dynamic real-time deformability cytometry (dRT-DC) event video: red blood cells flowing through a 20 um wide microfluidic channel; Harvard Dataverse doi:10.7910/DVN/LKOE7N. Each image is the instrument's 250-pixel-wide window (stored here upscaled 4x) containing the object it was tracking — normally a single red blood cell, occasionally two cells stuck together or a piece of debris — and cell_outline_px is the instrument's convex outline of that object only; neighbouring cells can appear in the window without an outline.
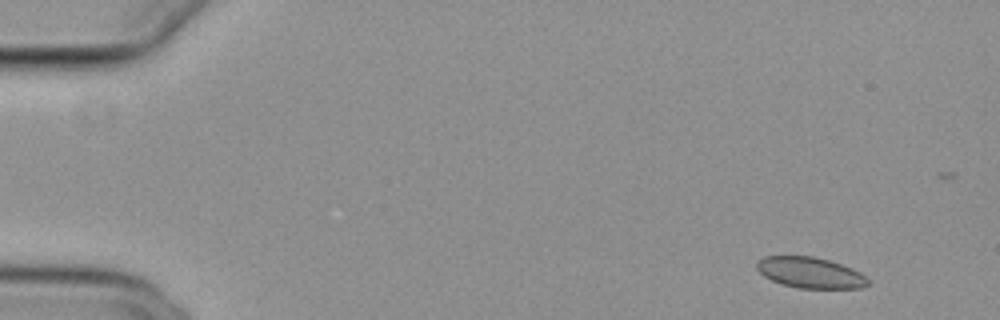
{"species": "common noctule bat (a hibernating species)", "species_latin": "Nyctalus noctula", "temperature_condition": "cold", "stored_images_in_passage": 18, "camera_frame_rate_fps": 3000, "um_per_image_px": 0.085, "animal": {"sex": "female", "body_mass_g": 29.2, "forearm_length_mm": 56.3}, "frame": {"image": 1, "passage_image": 1, "time_ms": 0.0, "image_size_px": [1000, 320], "cell_outline_px": [[868, 284], [864, 288], [800, 288], [780, 284], [764, 276], [756, 268], [756, 260], [764, 256], [812, 256], [828, 260], [852, 268], [860, 272], [868, 280]], "centroid_in_image_um": [68.84, 23.17], "position_along_channel_um": 16.2, "area_um2": 20.0}}
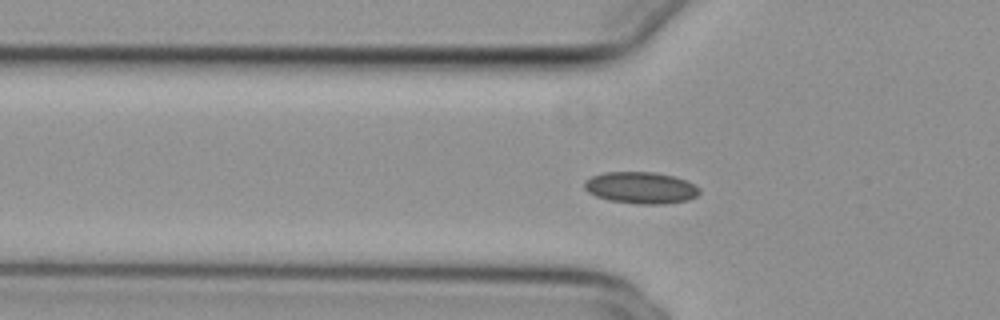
{"frame": {"image": 2, "passage_image": 15, "time_ms": 4.667, "image_size_px": [1000, 320], "cell_outline_px": [[700, 192], [696, 196], [688, 200], [664, 204], [640, 204], [608, 200], [596, 196], [588, 192], [584, 188], [584, 184], [592, 176], [604, 172], [656, 172], [676, 176], [700, 188]], "centroid_in_image_um": [54.48, 15.96], "position_along_channel_um": 71.3, "area_um2": 21.21}}